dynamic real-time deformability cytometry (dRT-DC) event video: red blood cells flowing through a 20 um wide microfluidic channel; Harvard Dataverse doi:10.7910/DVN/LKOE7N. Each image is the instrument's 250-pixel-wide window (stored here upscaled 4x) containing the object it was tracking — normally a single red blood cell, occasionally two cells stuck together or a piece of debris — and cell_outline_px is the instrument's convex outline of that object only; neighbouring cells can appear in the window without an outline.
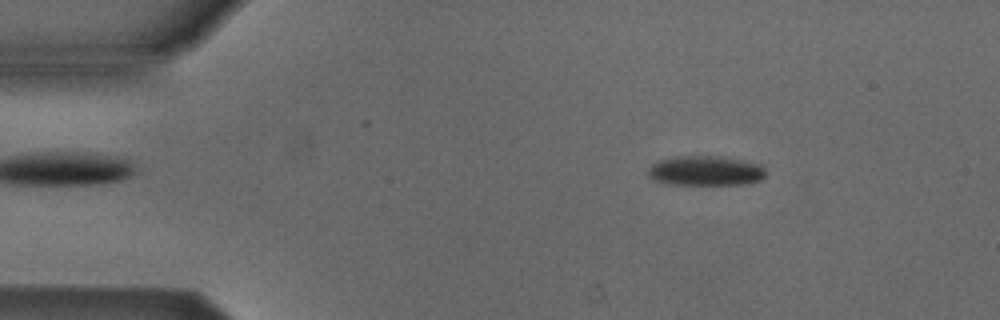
{"species": "Egyptian fruit bat (a non-hibernating species)", "species_latin": "Rousettus aegyptiacus", "temperature_condition": "cold", "stored_images_in_passage": 15, "camera_frame_rate_fps": 3000, "um_per_image_px": 0.085, "animal": {"sex": "male"}, "frame": {"image": 1, "passage_image": 7, "time_ms": 2.0, "image_size_px": [1000, 320], "cell_outline_px": [[764, 176], [760, 180], [752, 184], [668, 184], [656, 180], [648, 176], [648, 168], [652, 164], [660, 160], [676, 156], [720, 156], [760, 164], [764, 168]], "centroid_in_image_um": [59.97, 14.52], "position_along_channel_um": 25.0, "area_um2": 20.35}}